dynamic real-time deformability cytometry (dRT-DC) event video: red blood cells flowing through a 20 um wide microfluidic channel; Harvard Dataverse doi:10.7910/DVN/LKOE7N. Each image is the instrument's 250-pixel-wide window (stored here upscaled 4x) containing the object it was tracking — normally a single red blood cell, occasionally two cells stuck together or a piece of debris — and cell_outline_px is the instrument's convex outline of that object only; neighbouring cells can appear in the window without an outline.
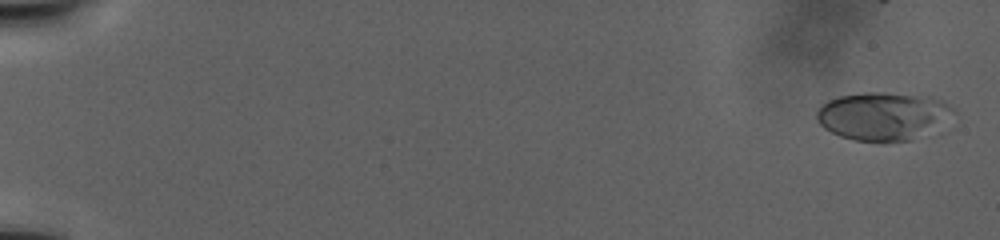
{"species": "human", "species_latin": "Homo sapiens", "temperature_condition": "warm", "stored_images_in_passage": 198, "camera_frame_rate_fps": 3000, "um_per_image_px": 0.085, "donor": {"sex": "male"}, "frame": {"image": 1, "passage_image": 5, "time_ms": 1.0, "image_size_px": [1000, 240], "cell_outline_px": [[956, 112], [912, 140], [884, 144], [876, 144], [852, 140], [840, 136], [824, 128], [816, 120], [816, 112], [828, 100], [840, 96], [864, 92], [884, 92], [932, 96], [944, 100], [956, 108]], "centroid_in_image_um": [75.03, 9.88], "position_along_channel_um": 10.0, "area_um2": 38.73}}
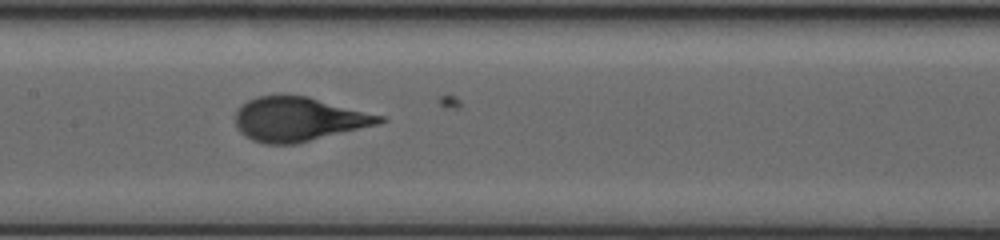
{"frame": {"image": 2, "passage_image": 102, "time_ms": 21.667, "image_size_px": [1000, 240], "cell_outline_px": [[388, 120], [380, 124], [296, 144], [264, 144], [252, 140], [244, 136], [236, 128], [236, 108], [240, 104], [256, 96], [280, 92], [308, 96], [388, 116]], "centroid_in_image_um": [25.39, 10.09], "position_along_channel_um": 182.0, "area_um2": 38.38}}
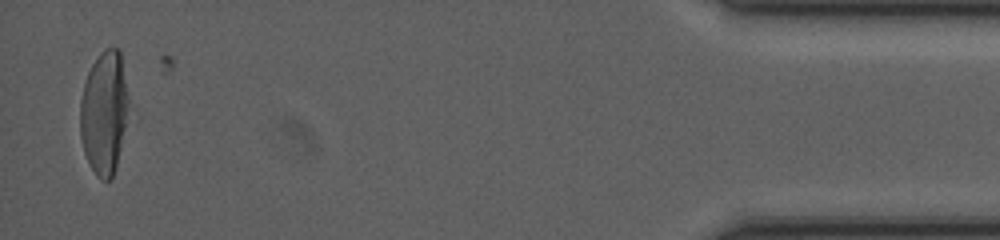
{"frame": {"image": 3, "passage_image": 194, "time_ms": 39.333, "image_size_px": [1000, 240], "cell_outline_px": [[132, 116], [112, 180], [100, 180], [96, 176], [84, 152], [80, 136], [80, 100], [84, 84], [88, 72], [92, 64], [100, 52], [104, 48], [120, 48], [132, 112]], "centroid_in_image_um": [8.92, 9.59], "position_along_channel_um": 426.3, "area_um2": 36.36}}